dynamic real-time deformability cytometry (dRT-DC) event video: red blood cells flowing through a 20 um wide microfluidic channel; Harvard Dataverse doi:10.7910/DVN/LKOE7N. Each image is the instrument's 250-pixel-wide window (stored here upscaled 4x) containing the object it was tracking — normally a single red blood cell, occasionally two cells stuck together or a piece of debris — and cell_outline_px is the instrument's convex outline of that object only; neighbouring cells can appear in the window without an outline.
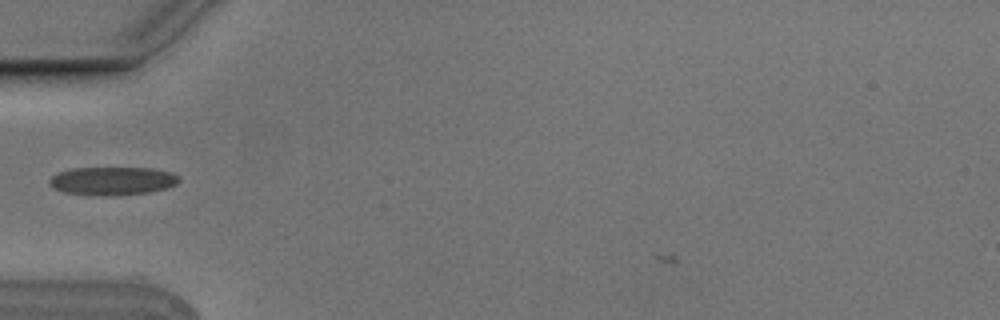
{"species": "Egyptian fruit bat (a non-hibernating species)", "species_latin": "Rousettus aegyptiacus", "temperature_condition": "cold", "stored_images_in_passage": 2, "camera_frame_rate_fps": 3000, "um_per_image_px": 0.085, "animal": {"sex": "male"}, "frame": {"image": 1, "passage_image": 2, "time_ms": 0.333, "image_size_px": [1000, 320], "cell_outline_px": [[180, 180], [176, 184], [164, 188], [148, 192], [112, 196], [100, 196], [64, 192], [52, 188], [48, 184], [48, 180], [56, 172], [68, 168], [152, 168], [172, 172]], "centroid_in_image_um": [9.48, 15.37], "position_along_channel_um": 75.5, "area_um2": 21.5}}